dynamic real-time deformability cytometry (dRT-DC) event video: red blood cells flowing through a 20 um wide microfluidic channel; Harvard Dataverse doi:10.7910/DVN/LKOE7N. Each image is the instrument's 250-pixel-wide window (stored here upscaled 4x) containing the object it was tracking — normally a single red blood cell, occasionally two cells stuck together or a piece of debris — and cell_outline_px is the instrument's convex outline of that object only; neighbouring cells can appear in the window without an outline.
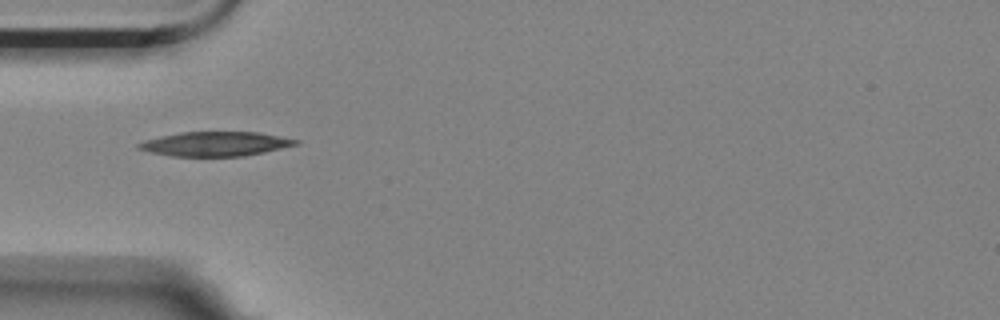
{"species": "Egyptian fruit bat (a non-hibernating species)", "species_latin": "Rousettus aegyptiacus", "temperature_condition": "room temperature", "stored_images_in_passage": 7, "camera_frame_rate_fps": 3000, "um_per_image_px": 0.085, "animal": {"sex": "female"}, "frame": {"image": 1, "passage_image": 6, "time_ms": 1.667, "image_size_px": [1000, 320], "cell_outline_px": [[300, 144], [264, 152], [244, 156], [172, 156], [152, 152], [136, 148], [136, 144], [144, 140], [180, 132], [260, 132], [300, 140]], "centroid_in_image_um": [18.33, 12.23], "position_along_channel_um": 66.7, "area_um2": 22.31}}